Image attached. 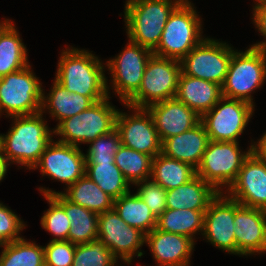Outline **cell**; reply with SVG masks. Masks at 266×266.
Listing matches in <instances>:
<instances>
[{"label": "cell", "mask_w": 266, "mask_h": 266, "mask_svg": "<svg viewBox=\"0 0 266 266\" xmlns=\"http://www.w3.org/2000/svg\"><path fill=\"white\" fill-rule=\"evenodd\" d=\"M88 50L66 47L58 60L55 80L68 92L89 97L94 103L110 96L104 63Z\"/></svg>", "instance_id": "1"}, {"label": "cell", "mask_w": 266, "mask_h": 266, "mask_svg": "<svg viewBox=\"0 0 266 266\" xmlns=\"http://www.w3.org/2000/svg\"><path fill=\"white\" fill-rule=\"evenodd\" d=\"M13 124L3 134V156L9 164L33 167L39 162L48 144L54 140L53 129L48 128L43 113L11 116Z\"/></svg>", "instance_id": "2"}, {"label": "cell", "mask_w": 266, "mask_h": 266, "mask_svg": "<svg viewBox=\"0 0 266 266\" xmlns=\"http://www.w3.org/2000/svg\"><path fill=\"white\" fill-rule=\"evenodd\" d=\"M183 0H126L127 37L152 52L157 48L169 15Z\"/></svg>", "instance_id": "3"}, {"label": "cell", "mask_w": 266, "mask_h": 266, "mask_svg": "<svg viewBox=\"0 0 266 266\" xmlns=\"http://www.w3.org/2000/svg\"><path fill=\"white\" fill-rule=\"evenodd\" d=\"M201 20L193 3L183 0L169 15L153 54L181 61L205 38Z\"/></svg>", "instance_id": "4"}, {"label": "cell", "mask_w": 266, "mask_h": 266, "mask_svg": "<svg viewBox=\"0 0 266 266\" xmlns=\"http://www.w3.org/2000/svg\"><path fill=\"white\" fill-rule=\"evenodd\" d=\"M110 97L93 103L88 109L57 123L53 128L57 141L80 147L115 129L118 109L109 102Z\"/></svg>", "instance_id": "5"}, {"label": "cell", "mask_w": 266, "mask_h": 266, "mask_svg": "<svg viewBox=\"0 0 266 266\" xmlns=\"http://www.w3.org/2000/svg\"><path fill=\"white\" fill-rule=\"evenodd\" d=\"M266 81V51L250 47L235 50L222 87V96L255 106L252 93Z\"/></svg>", "instance_id": "6"}, {"label": "cell", "mask_w": 266, "mask_h": 266, "mask_svg": "<svg viewBox=\"0 0 266 266\" xmlns=\"http://www.w3.org/2000/svg\"><path fill=\"white\" fill-rule=\"evenodd\" d=\"M251 153L239 148V142L209 141L196 175L210 184L218 193L225 191L236 180L244 160ZM223 186V188H222Z\"/></svg>", "instance_id": "7"}, {"label": "cell", "mask_w": 266, "mask_h": 266, "mask_svg": "<svg viewBox=\"0 0 266 266\" xmlns=\"http://www.w3.org/2000/svg\"><path fill=\"white\" fill-rule=\"evenodd\" d=\"M31 65L0 78V115H33L41 112L43 87Z\"/></svg>", "instance_id": "8"}, {"label": "cell", "mask_w": 266, "mask_h": 266, "mask_svg": "<svg viewBox=\"0 0 266 266\" xmlns=\"http://www.w3.org/2000/svg\"><path fill=\"white\" fill-rule=\"evenodd\" d=\"M181 74L178 60L152 55L143 73L139 90L125 103L136 108L175 98Z\"/></svg>", "instance_id": "9"}, {"label": "cell", "mask_w": 266, "mask_h": 266, "mask_svg": "<svg viewBox=\"0 0 266 266\" xmlns=\"http://www.w3.org/2000/svg\"><path fill=\"white\" fill-rule=\"evenodd\" d=\"M234 51L226 42L204 38L180 61L181 72L222 86Z\"/></svg>", "instance_id": "10"}, {"label": "cell", "mask_w": 266, "mask_h": 266, "mask_svg": "<svg viewBox=\"0 0 266 266\" xmlns=\"http://www.w3.org/2000/svg\"><path fill=\"white\" fill-rule=\"evenodd\" d=\"M254 105L222 97L201 117L210 141L239 142V136L254 114Z\"/></svg>", "instance_id": "11"}, {"label": "cell", "mask_w": 266, "mask_h": 266, "mask_svg": "<svg viewBox=\"0 0 266 266\" xmlns=\"http://www.w3.org/2000/svg\"><path fill=\"white\" fill-rule=\"evenodd\" d=\"M153 52L129 40L124 50L106 61L111 73L110 89L125 104L140 88L143 73Z\"/></svg>", "instance_id": "12"}, {"label": "cell", "mask_w": 266, "mask_h": 266, "mask_svg": "<svg viewBox=\"0 0 266 266\" xmlns=\"http://www.w3.org/2000/svg\"><path fill=\"white\" fill-rule=\"evenodd\" d=\"M98 239L123 264L129 265L133 257L144 255L141 248L145 234L127 225L114 209L98 214Z\"/></svg>", "instance_id": "13"}, {"label": "cell", "mask_w": 266, "mask_h": 266, "mask_svg": "<svg viewBox=\"0 0 266 266\" xmlns=\"http://www.w3.org/2000/svg\"><path fill=\"white\" fill-rule=\"evenodd\" d=\"M132 109V114L118 110L115 129L120 136L121 144L154 158L162 152V141L155 128L151 114L146 108Z\"/></svg>", "instance_id": "14"}, {"label": "cell", "mask_w": 266, "mask_h": 266, "mask_svg": "<svg viewBox=\"0 0 266 266\" xmlns=\"http://www.w3.org/2000/svg\"><path fill=\"white\" fill-rule=\"evenodd\" d=\"M38 168L42 176L61 181L67 188L85 175V154L80 147L52 140L33 167Z\"/></svg>", "instance_id": "15"}, {"label": "cell", "mask_w": 266, "mask_h": 266, "mask_svg": "<svg viewBox=\"0 0 266 266\" xmlns=\"http://www.w3.org/2000/svg\"><path fill=\"white\" fill-rule=\"evenodd\" d=\"M218 193L209 203L204 213L202 236L212 246L236 255L235 231V199Z\"/></svg>", "instance_id": "16"}, {"label": "cell", "mask_w": 266, "mask_h": 266, "mask_svg": "<svg viewBox=\"0 0 266 266\" xmlns=\"http://www.w3.org/2000/svg\"><path fill=\"white\" fill-rule=\"evenodd\" d=\"M226 194L241 205L266 211V162L252 152Z\"/></svg>", "instance_id": "17"}, {"label": "cell", "mask_w": 266, "mask_h": 266, "mask_svg": "<svg viewBox=\"0 0 266 266\" xmlns=\"http://www.w3.org/2000/svg\"><path fill=\"white\" fill-rule=\"evenodd\" d=\"M234 235L236 255L266 252V211L241 205L235 200Z\"/></svg>", "instance_id": "18"}, {"label": "cell", "mask_w": 266, "mask_h": 266, "mask_svg": "<svg viewBox=\"0 0 266 266\" xmlns=\"http://www.w3.org/2000/svg\"><path fill=\"white\" fill-rule=\"evenodd\" d=\"M151 114L158 135L163 142L198 125L201 117L176 98L152 104L146 108Z\"/></svg>", "instance_id": "19"}, {"label": "cell", "mask_w": 266, "mask_h": 266, "mask_svg": "<svg viewBox=\"0 0 266 266\" xmlns=\"http://www.w3.org/2000/svg\"><path fill=\"white\" fill-rule=\"evenodd\" d=\"M145 243L157 265L190 266L195 244L191 238L154 228L145 235Z\"/></svg>", "instance_id": "20"}, {"label": "cell", "mask_w": 266, "mask_h": 266, "mask_svg": "<svg viewBox=\"0 0 266 266\" xmlns=\"http://www.w3.org/2000/svg\"><path fill=\"white\" fill-rule=\"evenodd\" d=\"M209 136L202 122L181 134L162 142V154L197 168L209 143Z\"/></svg>", "instance_id": "21"}, {"label": "cell", "mask_w": 266, "mask_h": 266, "mask_svg": "<svg viewBox=\"0 0 266 266\" xmlns=\"http://www.w3.org/2000/svg\"><path fill=\"white\" fill-rule=\"evenodd\" d=\"M43 196L51 195L64 209L71 221L68 241L72 244H85L98 239V214L68 201L59 191L38 188Z\"/></svg>", "instance_id": "22"}, {"label": "cell", "mask_w": 266, "mask_h": 266, "mask_svg": "<svg viewBox=\"0 0 266 266\" xmlns=\"http://www.w3.org/2000/svg\"><path fill=\"white\" fill-rule=\"evenodd\" d=\"M222 97V87L219 84L181 72L175 98L200 117L211 110Z\"/></svg>", "instance_id": "23"}, {"label": "cell", "mask_w": 266, "mask_h": 266, "mask_svg": "<svg viewBox=\"0 0 266 266\" xmlns=\"http://www.w3.org/2000/svg\"><path fill=\"white\" fill-rule=\"evenodd\" d=\"M218 192L198 175L166 192L167 209L207 210Z\"/></svg>", "instance_id": "24"}, {"label": "cell", "mask_w": 266, "mask_h": 266, "mask_svg": "<svg viewBox=\"0 0 266 266\" xmlns=\"http://www.w3.org/2000/svg\"><path fill=\"white\" fill-rule=\"evenodd\" d=\"M43 91L41 112L48 111L59 122L88 109L94 102L78 93H71L55 79L49 93ZM48 109V110H47Z\"/></svg>", "instance_id": "25"}, {"label": "cell", "mask_w": 266, "mask_h": 266, "mask_svg": "<svg viewBox=\"0 0 266 266\" xmlns=\"http://www.w3.org/2000/svg\"><path fill=\"white\" fill-rule=\"evenodd\" d=\"M22 42L15 24L7 19L0 26V78L30 64Z\"/></svg>", "instance_id": "26"}, {"label": "cell", "mask_w": 266, "mask_h": 266, "mask_svg": "<svg viewBox=\"0 0 266 266\" xmlns=\"http://www.w3.org/2000/svg\"><path fill=\"white\" fill-rule=\"evenodd\" d=\"M60 192L68 201L97 214L113 209V199L86 174Z\"/></svg>", "instance_id": "27"}, {"label": "cell", "mask_w": 266, "mask_h": 266, "mask_svg": "<svg viewBox=\"0 0 266 266\" xmlns=\"http://www.w3.org/2000/svg\"><path fill=\"white\" fill-rule=\"evenodd\" d=\"M196 175L190 164L160 153L152 159L151 179L166 191L187 183Z\"/></svg>", "instance_id": "28"}, {"label": "cell", "mask_w": 266, "mask_h": 266, "mask_svg": "<svg viewBox=\"0 0 266 266\" xmlns=\"http://www.w3.org/2000/svg\"><path fill=\"white\" fill-rule=\"evenodd\" d=\"M113 209L127 225L140 230L145 235L157 226V218L136 193L131 195V192H128L114 200Z\"/></svg>", "instance_id": "29"}, {"label": "cell", "mask_w": 266, "mask_h": 266, "mask_svg": "<svg viewBox=\"0 0 266 266\" xmlns=\"http://www.w3.org/2000/svg\"><path fill=\"white\" fill-rule=\"evenodd\" d=\"M206 210L165 209L157 218L156 228L160 231L181 234L195 242V235L203 233L204 213Z\"/></svg>", "instance_id": "30"}, {"label": "cell", "mask_w": 266, "mask_h": 266, "mask_svg": "<svg viewBox=\"0 0 266 266\" xmlns=\"http://www.w3.org/2000/svg\"><path fill=\"white\" fill-rule=\"evenodd\" d=\"M85 174L113 200L130 192V183L114 162H86Z\"/></svg>", "instance_id": "31"}, {"label": "cell", "mask_w": 266, "mask_h": 266, "mask_svg": "<svg viewBox=\"0 0 266 266\" xmlns=\"http://www.w3.org/2000/svg\"><path fill=\"white\" fill-rule=\"evenodd\" d=\"M152 159L147 154L121 144L114 156V163L130 185H135L151 177Z\"/></svg>", "instance_id": "32"}, {"label": "cell", "mask_w": 266, "mask_h": 266, "mask_svg": "<svg viewBox=\"0 0 266 266\" xmlns=\"http://www.w3.org/2000/svg\"><path fill=\"white\" fill-rule=\"evenodd\" d=\"M0 266H45L44 246L24 238L0 246Z\"/></svg>", "instance_id": "33"}, {"label": "cell", "mask_w": 266, "mask_h": 266, "mask_svg": "<svg viewBox=\"0 0 266 266\" xmlns=\"http://www.w3.org/2000/svg\"><path fill=\"white\" fill-rule=\"evenodd\" d=\"M117 259L99 239L75 245L72 266H115ZM122 266V264H121Z\"/></svg>", "instance_id": "34"}, {"label": "cell", "mask_w": 266, "mask_h": 266, "mask_svg": "<svg viewBox=\"0 0 266 266\" xmlns=\"http://www.w3.org/2000/svg\"><path fill=\"white\" fill-rule=\"evenodd\" d=\"M44 198L50 206L41 217L42 228L51 233L53 237L55 236L52 241L68 240L71 221L68 219L65 209L51 195H45Z\"/></svg>", "instance_id": "35"}, {"label": "cell", "mask_w": 266, "mask_h": 266, "mask_svg": "<svg viewBox=\"0 0 266 266\" xmlns=\"http://www.w3.org/2000/svg\"><path fill=\"white\" fill-rule=\"evenodd\" d=\"M85 154L86 162H114V156L121 145L118 131L114 129L89 143Z\"/></svg>", "instance_id": "36"}, {"label": "cell", "mask_w": 266, "mask_h": 266, "mask_svg": "<svg viewBox=\"0 0 266 266\" xmlns=\"http://www.w3.org/2000/svg\"><path fill=\"white\" fill-rule=\"evenodd\" d=\"M135 186H138L136 194L147 204L153 215L158 218L166 206V190L151 178L143 180Z\"/></svg>", "instance_id": "37"}, {"label": "cell", "mask_w": 266, "mask_h": 266, "mask_svg": "<svg viewBox=\"0 0 266 266\" xmlns=\"http://www.w3.org/2000/svg\"><path fill=\"white\" fill-rule=\"evenodd\" d=\"M24 223L16 213L0 202V246L22 239L19 234L27 227Z\"/></svg>", "instance_id": "38"}, {"label": "cell", "mask_w": 266, "mask_h": 266, "mask_svg": "<svg viewBox=\"0 0 266 266\" xmlns=\"http://www.w3.org/2000/svg\"><path fill=\"white\" fill-rule=\"evenodd\" d=\"M75 244L68 240H50L44 246L45 266H72Z\"/></svg>", "instance_id": "39"}, {"label": "cell", "mask_w": 266, "mask_h": 266, "mask_svg": "<svg viewBox=\"0 0 266 266\" xmlns=\"http://www.w3.org/2000/svg\"><path fill=\"white\" fill-rule=\"evenodd\" d=\"M253 23L255 25V28L258 29V31L261 33L262 36H264V41L257 42L251 47L261 49L263 51H266V10L263 9H253Z\"/></svg>", "instance_id": "40"}, {"label": "cell", "mask_w": 266, "mask_h": 266, "mask_svg": "<svg viewBox=\"0 0 266 266\" xmlns=\"http://www.w3.org/2000/svg\"><path fill=\"white\" fill-rule=\"evenodd\" d=\"M251 152L261 161L266 162V132L258 139L257 142L252 141Z\"/></svg>", "instance_id": "41"}, {"label": "cell", "mask_w": 266, "mask_h": 266, "mask_svg": "<svg viewBox=\"0 0 266 266\" xmlns=\"http://www.w3.org/2000/svg\"><path fill=\"white\" fill-rule=\"evenodd\" d=\"M8 166H10V164L6 158L3 155H0V182L5 178Z\"/></svg>", "instance_id": "42"}, {"label": "cell", "mask_w": 266, "mask_h": 266, "mask_svg": "<svg viewBox=\"0 0 266 266\" xmlns=\"http://www.w3.org/2000/svg\"><path fill=\"white\" fill-rule=\"evenodd\" d=\"M253 9H263L266 10V0H259L254 6Z\"/></svg>", "instance_id": "43"}, {"label": "cell", "mask_w": 266, "mask_h": 266, "mask_svg": "<svg viewBox=\"0 0 266 266\" xmlns=\"http://www.w3.org/2000/svg\"><path fill=\"white\" fill-rule=\"evenodd\" d=\"M0 155H3V135L0 134Z\"/></svg>", "instance_id": "44"}, {"label": "cell", "mask_w": 266, "mask_h": 266, "mask_svg": "<svg viewBox=\"0 0 266 266\" xmlns=\"http://www.w3.org/2000/svg\"><path fill=\"white\" fill-rule=\"evenodd\" d=\"M6 20H7V19H5V20H4V21H2V22L0 21V26H1V25H2V24H3V23L6 21Z\"/></svg>", "instance_id": "45"}]
</instances>
